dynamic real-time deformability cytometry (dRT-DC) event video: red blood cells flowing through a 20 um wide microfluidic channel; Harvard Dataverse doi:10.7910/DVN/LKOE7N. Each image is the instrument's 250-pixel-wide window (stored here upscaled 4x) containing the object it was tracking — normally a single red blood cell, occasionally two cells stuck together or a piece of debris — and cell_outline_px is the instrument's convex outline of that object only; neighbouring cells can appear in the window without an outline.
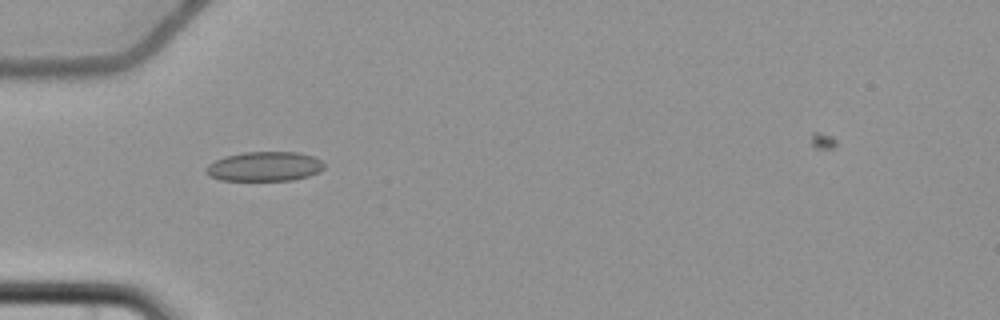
{"species": "common noctule bat (a hibernating species)", "species_latin": "Nyctalus noctula", "temperature_condition": "cold", "stored_images_in_passage": 6, "camera_frame_rate_fps": 3000, "um_per_image_px": 0.085, "animal": {"sex": "female", "body_mass_g": 22.7, "forearm_length_mm": 54.2}, "frame": {"image": 1, "passage_image": 5, "time_ms": 6.333, "image_size_px": [1000, 320], "cell_outline_px": [[324, 168], [320, 172], [308, 176], [292, 180], [220, 180], [208, 176], [204, 172], [204, 168], [208, 164], [224, 156], [244, 152], [300, 152], [312, 156], [320, 160], [324, 164]], "centroid_in_image_um": [22.45, 14.15], "position_along_channel_um": 62.5, "area_um2": 20.46}}
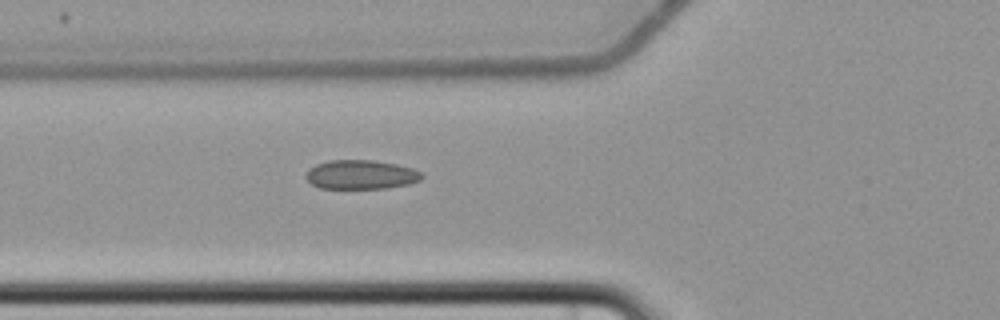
{"frame": {"image": 2, "passage_image": 6, "time_ms": 7.333, "image_size_px": [1000, 320], "cell_outline_px": [[424, 176], [420, 180], [408, 184], [388, 188], [320, 188], [312, 184], [304, 176], [308, 168], [316, 164], [328, 160], [372, 160], [396, 164], [412, 168], [420, 172]], "centroid_in_image_um": [30.65, 14.84], "position_along_channel_um": 95.1, "area_um2": 19.71}}